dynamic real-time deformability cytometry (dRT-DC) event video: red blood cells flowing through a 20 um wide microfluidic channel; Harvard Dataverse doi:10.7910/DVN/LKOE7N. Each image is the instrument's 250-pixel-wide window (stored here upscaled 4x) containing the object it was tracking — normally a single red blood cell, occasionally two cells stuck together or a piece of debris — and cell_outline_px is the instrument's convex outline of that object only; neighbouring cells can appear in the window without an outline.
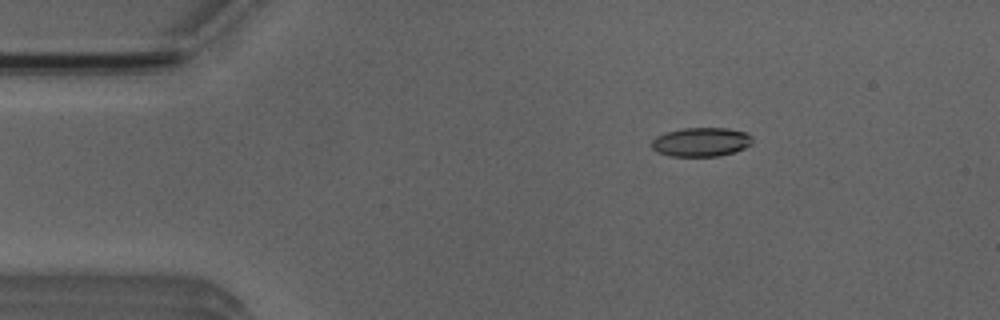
{"species": "Egyptian fruit bat (a non-hibernating species)", "species_latin": "Rousettus aegyptiacus", "temperature_condition": "room temperature", "stored_images_in_passage": 4, "camera_frame_rate_fps": 3000, "um_per_image_px": 0.085, "animal": {"sex": "male"}, "frame": {"image": 1, "passage_image": 3, "time_ms": 2.333, "image_size_px": [1000, 320], "cell_outline_px": [[752, 144], [744, 148], [732, 152], [716, 156], [668, 156], [656, 152], [652, 148], [652, 140], [656, 136], [668, 132], [684, 128], [728, 128], [744, 132], [752, 136]], "centroid_in_image_um": [59.58, 12.07], "position_along_channel_um": 25.4, "area_um2": 16.94}}